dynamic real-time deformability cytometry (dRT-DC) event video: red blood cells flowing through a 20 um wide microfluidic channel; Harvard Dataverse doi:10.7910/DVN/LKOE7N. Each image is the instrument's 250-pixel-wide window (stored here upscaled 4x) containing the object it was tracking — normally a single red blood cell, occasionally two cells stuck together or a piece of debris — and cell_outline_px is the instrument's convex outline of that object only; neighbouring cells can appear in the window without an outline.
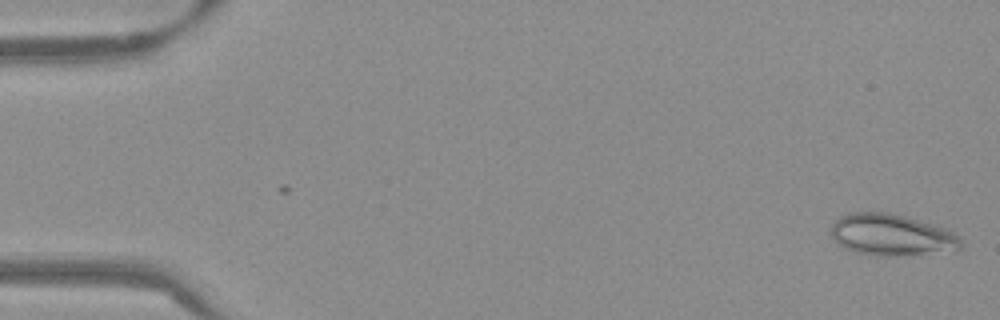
{"species": "Egyptian fruit bat (a non-hibernating species)", "species_latin": "Rousettus aegyptiacus", "temperature_condition": "warm", "stored_images_in_passage": 5, "camera_frame_rate_fps": 3000, "um_per_image_px": 0.085, "frame": {"image": 1, "passage_image": 5, "time_ms": 1.333, "image_size_px": [1000, 320], "cell_outline_px": [[960, 248], [896, 256], [876, 256], [856, 252], [844, 248], [832, 236], [832, 224], [840, 216], [848, 212], [884, 212], [904, 216], [932, 224], [944, 228], [960, 236]], "centroid_in_image_um": [75.72, 19.95], "position_along_channel_um": 9.3, "area_um2": 30.81}}